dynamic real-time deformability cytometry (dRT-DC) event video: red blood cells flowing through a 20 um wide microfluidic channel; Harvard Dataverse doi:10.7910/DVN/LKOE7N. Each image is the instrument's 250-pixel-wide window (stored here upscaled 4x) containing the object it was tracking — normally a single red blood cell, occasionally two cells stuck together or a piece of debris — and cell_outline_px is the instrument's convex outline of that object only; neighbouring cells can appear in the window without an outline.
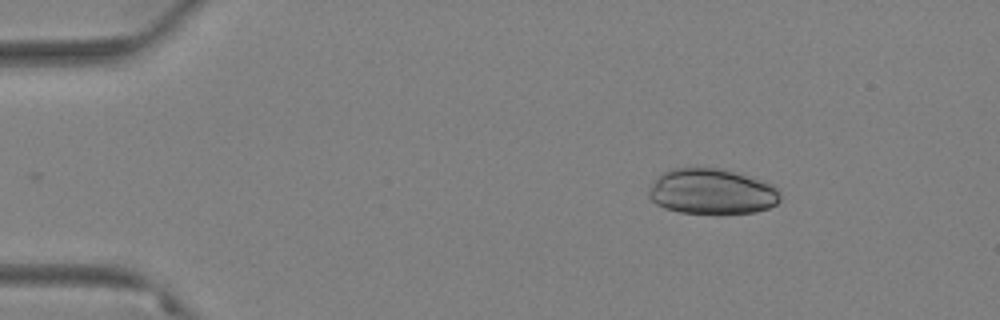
{"species": "Egyptian fruit bat (a non-hibernating species)", "species_latin": "Rousettus aegyptiacus", "temperature_condition": "warm", "stored_images_in_passage": 44, "camera_frame_rate_fps": 3000, "um_per_image_px": 0.085, "animal": {"sex": "female"}, "frame": {"image": 1, "passage_image": 1, "time_ms": 0.0, "image_size_px": [1000, 320], "cell_outline_px": [[780, 200], [776, 204], [768, 208], [756, 212], [680, 212], [664, 208], [656, 204], [648, 196], [648, 188], [656, 176], [668, 168], [720, 168], [772, 184], [780, 192]], "centroid_in_image_um": [60.44, 16.26], "position_along_channel_um": 24.6, "area_um2": 34.56}}
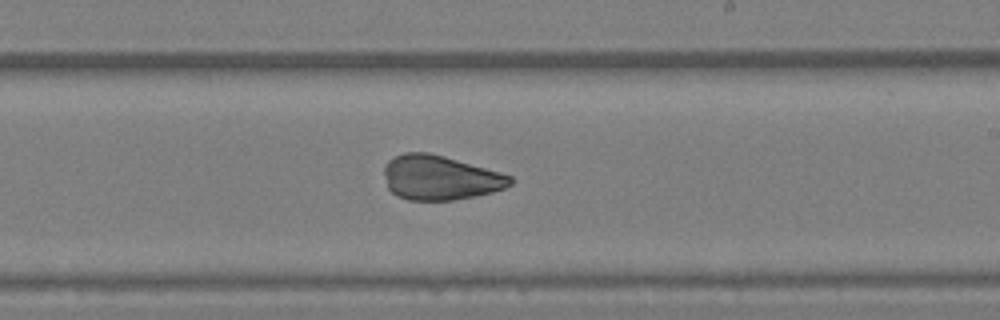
{"frame": {"image": 2, "passage_image": 28, "time_ms": 9.0, "image_size_px": [1000, 320], "cell_outline_px": [[512, 184], [504, 188], [492, 192], [476, 196], [452, 200], [408, 200], [396, 196], [388, 188], [384, 176], [384, 168], [388, 160], [404, 152], [428, 152], [444, 156], [500, 172], [512, 176]], "centroid_in_image_um": [37.39, 15.11], "position_along_channel_um": 251.6, "area_um2": 32.71}}
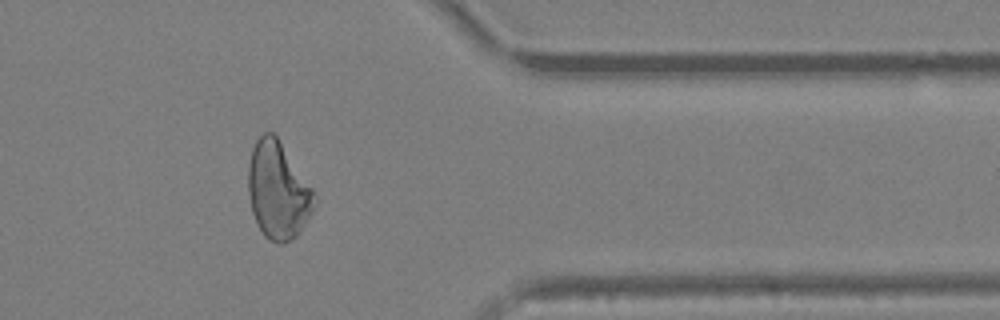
{"frame": {"image": 3, "passage_image": 41, "time_ms": 13.333, "image_size_px": [1000, 320], "cell_outline_px": [[316, 204], [312, 212], [296, 236], [284, 244], [280, 244], [268, 240], [264, 236], [252, 212], [248, 192], [248, 164], [252, 148], [256, 140], [264, 132], [272, 132], [276, 136], [312, 188]], "centroid_in_image_um": [23.6, 16.2], "position_along_channel_um": 387.8, "area_um2": 37.05}}